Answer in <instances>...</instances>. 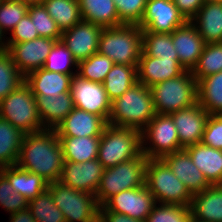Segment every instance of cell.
<instances>
[{
  "label": "cell",
  "instance_id": "7c38bea8",
  "mask_svg": "<svg viewBox=\"0 0 222 222\" xmlns=\"http://www.w3.org/2000/svg\"><path fill=\"white\" fill-rule=\"evenodd\" d=\"M187 20L172 0H147L141 22L142 31L172 33Z\"/></svg>",
  "mask_w": 222,
  "mask_h": 222
},
{
  "label": "cell",
  "instance_id": "2e32d148",
  "mask_svg": "<svg viewBox=\"0 0 222 222\" xmlns=\"http://www.w3.org/2000/svg\"><path fill=\"white\" fill-rule=\"evenodd\" d=\"M104 172L98 159L75 163L64 161L59 181L78 191L95 195Z\"/></svg>",
  "mask_w": 222,
  "mask_h": 222
},
{
  "label": "cell",
  "instance_id": "44dd1931",
  "mask_svg": "<svg viewBox=\"0 0 222 222\" xmlns=\"http://www.w3.org/2000/svg\"><path fill=\"white\" fill-rule=\"evenodd\" d=\"M184 71L179 59L150 57L142 51L137 67L138 82L151 87L156 83L178 77Z\"/></svg>",
  "mask_w": 222,
  "mask_h": 222
},
{
  "label": "cell",
  "instance_id": "cb8c5ba5",
  "mask_svg": "<svg viewBox=\"0 0 222 222\" xmlns=\"http://www.w3.org/2000/svg\"><path fill=\"white\" fill-rule=\"evenodd\" d=\"M41 123L46 129H55L74 109L71 92L59 96L35 97Z\"/></svg>",
  "mask_w": 222,
  "mask_h": 222
},
{
  "label": "cell",
  "instance_id": "e0dca14e",
  "mask_svg": "<svg viewBox=\"0 0 222 222\" xmlns=\"http://www.w3.org/2000/svg\"><path fill=\"white\" fill-rule=\"evenodd\" d=\"M169 115L174 121L183 149L201 142L210 114L199 103Z\"/></svg>",
  "mask_w": 222,
  "mask_h": 222
},
{
  "label": "cell",
  "instance_id": "30bf717a",
  "mask_svg": "<svg viewBox=\"0 0 222 222\" xmlns=\"http://www.w3.org/2000/svg\"><path fill=\"white\" fill-rule=\"evenodd\" d=\"M141 141L142 153L148 159H161L167 154L183 149L180 146L176 126L169 114H155L141 131Z\"/></svg>",
  "mask_w": 222,
  "mask_h": 222
},
{
  "label": "cell",
  "instance_id": "277c9868",
  "mask_svg": "<svg viewBox=\"0 0 222 222\" xmlns=\"http://www.w3.org/2000/svg\"><path fill=\"white\" fill-rule=\"evenodd\" d=\"M155 114H170L198 103L197 81L189 70L150 87Z\"/></svg>",
  "mask_w": 222,
  "mask_h": 222
},
{
  "label": "cell",
  "instance_id": "d6a6232c",
  "mask_svg": "<svg viewBox=\"0 0 222 222\" xmlns=\"http://www.w3.org/2000/svg\"><path fill=\"white\" fill-rule=\"evenodd\" d=\"M41 3L61 31L71 28L82 20L78 0H42Z\"/></svg>",
  "mask_w": 222,
  "mask_h": 222
},
{
  "label": "cell",
  "instance_id": "1f68e13d",
  "mask_svg": "<svg viewBox=\"0 0 222 222\" xmlns=\"http://www.w3.org/2000/svg\"><path fill=\"white\" fill-rule=\"evenodd\" d=\"M198 103L210 114H222V71L197 82Z\"/></svg>",
  "mask_w": 222,
  "mask_h": 222
},
{
  "label": "cell",
  "instance_id": "3957f363",
  "mask_svg": "<svg viewBox=\"0 0 222 222\" xmlns=\"http://www.w3.org/2000/svg\"><path fill=\"white\" fill-rule=\"evenodd\" d=\"M98 53L108 56L114 64L138 66L142 54V28L134 24L103 28Z\"/></svg>",
  "mask_w": 222,
  "mask_h": 222
},
{
  "label": "cell",
  "instance_id": "9c48e42d",
  "mask_svg": "<svg viewBox=\"0 0 222 222\" xmlns=\"http://www.w3.org/2000/svg\"><path fill=\"white\" fill-rule=\"evenodd\" d=\"M47 189L66 222H99L100 205L95 195L75 190L60 181L49 183Z\"/></svg>",
  "mask_w": 222,
  "mask_h": 222
},
{
  "label": "cell",
  "instance_id": "5bb4252c",
  "mask_svg": "<svg viewBox=\"0 0 222 222\" xmlns=\"http://www.w3.org/2000/svg\"><path fill=\"white\" fill-rule=\"evenodd\" d=\"M156 204L154 196L144 185L119 192L117 195L111 197L103 206L108 211L145 221Z\"/></svg>",
  "mask_w": 222,
  "mask_h": 222
},
{
  "label": "cell",
  "instance_id": "6da1fadb",
  "mask_svg": "<svg viewBox=\"0 0 222 222\" xmlns=\"http://www.w3.org/2000/svg\"><path fill=\"white\" fill-rule=\"evenodd\" d=\"M64 164L55 129L25 134L16 165L41 176L48 183L59 181Z\"/></svg>",
  "mask_w": 222,
  "mask_h": 222
},
{
  "label": "cell",
  "instance_id": "ffe728a7",
  "mask_svg": "<svg viewBox=\"0 0 222 222\" xmlns=\"http://www.w3.org/2000/svg\"><path fill=\"white\" fill-rule=\"evenodd\" d=\"M161 160L172 170L193 195L207 189L211 184L205 175L195 166L185 149L167 154Z\"/></svg>",
  "mask_w": 222,
  "mask_h": 222
},
{
  "label": "cell",
  "instance_id": "7dc6e473",
  "mask_svg": "<svg viewBox=\"0 0 222 222\" xmlns=\"http://www.w3.org/2000/svg\"><path fill=\"white\" fill-rule=\"evenodd\" d=\"M180 13L187 21H190L206 0H172Z\"/></svg>",
  "mask_w": 222,
  "mask_h": 222
},
{
  "label": "cell",
  "instance_id": "681fc988",
  "mask_svg": "<svg viewBox=\"0 0 222 222\" xmlns=\"http://www.w3.org/2000/svg\"><path fill=\"white\" fill-rule=\"evenodd\" d=\"M10 222H36L28 208L10 214Z\"/></svg>",
  "mask_w": 222,
  "mask_h": 222
},
{
  "label": "cell",
  "instance_id": "8fae6325",
  "mask_svg": "<svg viewBox=\"0 0 222 222\" xmlns=\"http://www.w3.org/2000/svg\"><path fill=\"white\" fill-rule=\"evenodd\" d=\"M70 92L74 107L101 116L108 122L111 101L103 83L92 82L76 74L71 80Z\"/></svg>",
  "mask_w": 222,
  "mask_h": 222
},
{
  "label": "cell",
  "instance_id": "d590c367",
  "mask_svg": "<svg viewBox=\"0 0 222 222\" xmlns=\"http://www.w3.org/2000/svg\"><path fill=\"white\" fill-rule=\"evenodd\" d=\"M28 209L36 222H66L64 214L55 205L48 189L28 201Z\"/></svg>",
  "mask_w": 222,
  "mask_h": 222
},
{
  "label": "cell",
  "instance_id": "8992f818",
  "mask_svg": "<svg viewBox=\"0 0 222 222\" xmlns=\"http://www.w3.org/2000/svg\"><path fill=\"white\" fill-rule=\"evenodd\" d=\"M148 158L141 153L137 158L104 168L103 175L95 193L100 206L121 191L145 185V170Z\"/></svg>",
  "mask_w": 222,
  "mask_h": 222
},
{
  "label": "cell",
  "instance_id": "9a60e30c",
  "mask_svg": "<svg viewBox=\"0 0 222 222\" xmlns=\"http://www.w3.org/2000/svg\"><path fill=\"white\" fill-rule=\"evenodd\" d=\"M103 27L81 20L69 29L62 31L61 41L75 60H86L98 52L99 37Z\"/></svg>",
  "mask_w": 222,
  "mask_h": 222
},
{
  "label": "cell",
  "instance_id": "836d02e7",
  "mask_svg": "<svg viewBox=\"0 0 222 222\" xmlns=\"http://www.w3.org/2000/svg\"><path fill=\"white\" fill-rule=\"evenodd\" d=\"M142 51L150 57L179 59L170 33L142 31Z\"/></svg>",
  "mask_w": 222,
  "mask_h": 222
},
{
  "label": "cell",
  "instance_id": "f6af8a7d",
  "mask_svg": "<svg viewBox=\"0 0 222 222\" xmlns=\"http://www.w3.org/2000/svg\"><path fill=\"white\" fill-rule=\"evenodd\" d=\"M201 143L222 150V114L209 115Z\"/></svg>",
  "mask_w": 222,
  "mask_h": 222
},
{
  "label": "cell",
  "instance_id": "60d3db41",
  "mask_svg": "<svg viewBox=\"0 0 222 222\" xmlns=\"http://www.w3.org/2000/svg\"><path fill=\"white\" fill-rule=\"evenodd\" d=\"M191 217L190 206L158 203L144 222H189Z\"/></svg>",
  "mask_w": 222,
  "mask_h": 222
},
{
  "label": "cell",
  "instance_id": "b9f144b4",
  "mask_svg": "<svg viewBox=\"0 0 222 222\" xmlns=\"http://www.w3.org/2000/svg\"><path fill=\"white\" fill-rule=\"evenodd\" d=\"M29 5L22 2L1 0L0 28L4 32H11L16 24L28 13Z\"/></svg>",
  "mask_w": 222,
  "mask_h": 222
},
{
  "label": "cell",
  "instance_id": "8d00e7d4",
  "mask_svg": "<svg viewBox=\"0 0 222 222\" xmlns=\"http://www.w3.org/2000/svg\"><path fill=\"white\" fill-rule=\"evenodd\" d=\"M114 65L113 61L98 52L78 63L77 75L92 82L103 83Z\"/></svg>",
  "mask_w": 222,
  "mask_h": 222
},
{
  "label": "cell",
  "instance_id": "bcb514c9",
  "mask_svg": "<svg viewBox=\"0 0 222 222\" xmlns=\"http://www.w3.org/2000/svg\"><path fill=\"white\" fill-rule=\"evenodd\" d=\"M39 35L34 27L33 22L28 14H26L15 28L11 31V37L6 41L7 43H21L34 40Z\"/></svg>",
  "mask_w": 222,
  "mask_h": 222
},
{
  "label": "cell",
  "instance_id": "ba28073f",
  "mask_svg": "<svg viewBox=\"0 0 222 222\" xmlns=\"http://www.w3.org/2000/svg\"><path fill=\"white\" fill-rule=\"evenodd\" d=\"M0 117L24 134L45 129L39 117L36 98L25 82L0 101Z\"/></svg>",
  "mask_w": 222,
  "mask_h": 222
},
{
  "label": "cell",
  "instance_id": "52a82bcc",
  "mask_svg": "<svg viewBox=\"0 0 222 222\" xmlns=\"http://www.w3.org/2000/svg\"><path fill=\"white\" fill-rule=\"evenodd\" d=\"M145 186L157 204L190 206L192 194L161 159H148Z\"/></svg>",
  "mask_w": 222,
  "mask_h": 222
},
{
  "label": "cell",
  "instance_id": "4316f807",
  "mask_svg": "<svg viewBox=\"0 0 222 222\" xmlns=\"http://www.w3.org/2000/svg\"><path fill=\"white\" fill-rule=\"evenodd\" d=\"M0 172L7 178L15 192L28 201L34 199L48 188V182L41 176L30 173L17 165L0 168Z\"/></svg>",
  "mask_w": 222,
  "mask_h": 222
},
{
  "label": "cell",
  "instance_id": "f5cc1de1",
  "mask_svg": "<svg viewBox=\"0 0 222 222\" xmlns=\"http://www.w3.org/2000/svg\"><path fill=\"white\" fill-rule=\"evenodd\" d=\"M207 1L214 2V3H222V0H207Z\"/></svg>",
  "mask_w": 222,
  "mask_h": 222
},
{
  "label": "cell",
  "instance_id": "5b68a950",
  "mask_svg": "<svg viewBox=\"0 0 222 222\" xmlns=\"http://www.w3.org/2000/svg\"><path fill=\"white\" fill-rule=\"evenodd\" d=\"M142 153L141 131L107 125L100 136L98 161L111 168L137 158Z\"/></svg>",
  "mask_w": 222,
  "mask_h": 222
},
{
  "label": "cell",
  "instance_id": "c3c4849f",
  "mask_svg": "<svg viewBox=\"0 0 222 222\" xmlns=\"http://www.w3.org/2000/svg\"><path fill=\"white\" fill-rule=\"evenodd\" d=\"M99 222H144L124 214L108 211L104 206L99 209Z\"/></svg>",
  "mask_w": 222,
  "mask_h": 222
},
{
  "label": "cell",
  "instance_id": "74e56055",
  "mask_svg": "<svg viewBox=\"0 0 222 222\" xmlns=\"http://www.w3.org/2000/svg\"><path fill=\"white\" fill-rule=\"evenodd\" d=\"M73 66V68H72ZM43 68L51 72L63 74H77L78 62L61 40L56 41L52 47ZM76 68V72L73 69Z\"/></svg>",
  "mask_w": 222,
  "mask_h": 222
},
{
  "label": "cell",
  "instance_id": "7a4b0ae2",
  "mask_svg": "<svg viewBox=\"0 0 222 222\" xmlns=\"http://www.w3.org/2000/svg\"><path fill=\"white\" fill-rule=\"evenodd\" d=\"M154 116L150 87L137 82L111 102L108 125L142 131Z\"/></svg>",
  "mask_w": 222,
  "mask_h": 222
},
{
  "label": "cell",
  "instance_id": "ab89813d",
  "mask_svg": "<svg viewBox=\"0 0 222 222\" xmlns=\"http://www.w3.org/2000/svg\"><path fill=\"white\" fill-rule=\"evenodd\" d=\"M39 37L50 38L59 41L62 36L61 29L57 26L55 20L47 13L42 3L31 4L27 13Z\"/></svg>",
  "mask_w": 222,
  "mask_h": 222
},
{
  "label": "cell",
  "instance_id": "603a6c76",
  "mask_svg": "<svg viewBox=\"0 0 222 222\" xmlns=\"http://www.w3.org/2000/svg\"><path fill=\"white\" fill-rule=\"evenodd\" d=\"M191 216L200 222H222V184L210 185L193 194Z\"/></svg>",
  "mask_w": 222,
  "mask_h": 222
},
{
  "label": "cell",
  "instance_id": "d6986e66",
  "mask_svg": "<svg viewBox=\"0 0 222 222\" xmlns=\"http://www.w3.org/2000/svg\"><path fill=\"white\" fill-rule=\"evenodd\" d=\"M171 35L180 65L185 70L192 71L205 46L203 38L190 21L175 29Z\"/></svg>",
  "mask_w": 222,
  "mask_h": 222
},
{
  "label": "cell",
  "instance_id": "f1b7e54d",
  "mask_svg": "<svg viewBox=\"0 0 222 222\" xmlns=\"http://www.w3.org/2000/svg\"><path fill=\"white\" fill-rule=\"evenodd\" d=\"M58 138L64 161L82 163L98 158L100 136Z\"/></svg>",
  "mask_w": 222,
  "mask_h": 222
},
{
  "label": "cell",
  "instance_id": "ac0fdd59",
  "mask_svg": "<svg viewBox=\"0 0 222 222\" xmlns=\"http://www.w3.org/2000/svg\"><path fill=\"white\" fill-rule=\"evenodd\" d=\"M108 122L101 116L74 107L55 128L58 137L101 136Z\"/></svg>",
  "mask_w": 222,
  "mask_h": 222
},
{
  "label": "cell",
  "instance_id": "e575fe53",
  "mask_svg": "<svg viewBox=\"0 0 222 222\" xmlns=\"http://www.w3.org/2000/svg\"><path fill=\"white\" fill-rule=\"evenodd\" d=\"M222 71V43L205 44L198 63L192 69L193 77L198 82L206 76Z\"/></svg>",
  "mask_w": 222,
  "mask_h": 222
},
{
  "label": "cell",
  "instance_id": "d4e9b609",
  "mask_svg": "<svg viewBox=\"0 0 222 222\" xmlns=\"http://www.w3.org/2000/svg\"><path fill=\"white\" fill-rule=\"evenodd\" d=\"M190 22L205 44L222 43V3L205 1Z\"/></svg>",
  "mask_w": 222,
  "mask_h": 222
},
{
  "label": "cell",
  "instance_id": "ee69618b",
  "mask_svg": "<svg viewBox=\"0 0 222 222\" xmlns=\"http://www.w3.org/2000/svg\"><path fill=\"white\" fill-rule=\"evenodd\" d=\"M123 24L138 25L143 17L147 0H113Z\"/></svg>",
  "mask_w": 222,
  "mask_h": 222
},
{
  "label": "cell",
  "instance_id": "f35d334b",
  "mask_svg": "<svg viewBox=\"0 0 222 222\" xmlns=\"http://www.w3.org/2000/svg\"><path fill=\"white\" fill-rule=\"evenodd\" d=\"M25 82L7 51L0 52V101Z\"/></svg>",
  "mask_w": 222,
  "mask_h": 222
},
{
  "label": "cell",
  "instance_id": "484cf974",
  "mask_svg": "<svg viewBox=\"0 0 222 222\" xmlns=\"http://www.w3.org/2000/svg\"><path fill=\"white\" fill-rule=\"evenodd\" d=\"M185 150L211 185L222 184V150L201 142L188 146Z\"/></svg>",
  "mask_w": 222,
  "mask_h": 222
},
{
  "label": "cell",
  "instance_id": "83f0119b",
  "mask_svg": "<svg viewBox=\"0 0 222 222\" xmlns=\"http://www.w3.org/2000/svg\"><path fill=\"white\" fill-rule=\"evenodd\" d=\"M82 20L100 25L103 28L120 26L123 23L118 17L113 0H78Z\"/></svg>",
  "mask_w": 222,
  "mask_h": 222
},
{
  "label": "cell",
  "instance_id": "f907efd6",
  "mask_svg": "<svg viewBox=\"0 0 222 222\" xmlns=\"http://www.w3.org/2000/svg\"><path fill=\"white\" fill-rule=\"evenodd\" d=\"M4 36L6 35H4V32L0 28V52L7 50V41H5Z\"/></svg>",
  "mask_w": 222,
  "mask_h": 222
},
{
  "label": "cell",
  "instance_id": "db71d44e",
  "mask_svg": "<svg viewBox=\"0 0 222 222\" xmlns=\"http://www.w3.org/2000/svg\"><path fill=\"white\" fill-rule=\"evenodd\" d=\"M189 222H200V221H197V220H195L194 218L191 217V219L189 220Z\"/></svg>",
  "mask_w": 222,
  "mask_h": 222
},
{
  "label": "cell",
  "instance_id": "4dcf8cb0",
  "mask_svg": "<svg viewBox=\"0 0 222 222\" xmlns=\"http://www.w3.org/2000/svg\"><path fill=\"white\" fill-rule=\"evenodd\" d=\"M138 66L114 64L103 81L110 101H114L138 82Z\"/></svg>",
  "mask_w": 222,
  "mask_h": 222
},
{
  "label": "cell",
  "instance_id": "816d5d0a",
  "mask_svg": "<svg viewBox=\"0 0 222 222\" xmlns=\"http://www.w3.org/2000/svg\"><path fill=\"white\" fill-rule=\"evenodd\" d=\"M10 1L22 2V3L28 4V5L38 4V3H41V2H42V0H10Z\"/></svg>",
  "mask_w": 222,
  "mask_h": 222
},
{
  "label": "cell",
  "instance_id": "f546056e",
  "mask_svg": "<svg viewBox=\"0 0 222 222\" xmlns=\"http://www.w3.org/2000/svg\"><path fill=\"white\" fill-rule=\"evenodd\" d=\"M24 133L0 117V168L16 165Z\"/></svg>",
  "mask_w": 222,
  "mask_h": 222
},
{
  "label": "cell",
  "instance_id": "7402d4cb",
  "mask_svg": "<svg viewBox=\"0 0 222 222\" xmlns=\"http://www.w3.org/2000/svg\"><path fill=\"white\" fill-rule=\"evenodd\" d=\"M76 74H63L47 71L44 68L33 70L25 76V83L35 97L59 96L70 92L71 80Z\"/></svg>",
  "mask_w": 222,
  "mask_h": 222
},
{
  "label": "cell",
  "instance_id": "7bdbcfd3",
  "mask_svg": "<svg viewBox=\"0 0 222 222\" xmlns=\"http://www.w3.org/2000/svg\"><path fill=\"white\" fill-rule=\"evenodd\" d=\"M0 206L9 214L28 208V200L15 192L7 178L0 172Z\"/></svg>",
  "mask_w": 222,
  "mask_h": 222
},
{
  "label": "cell",
  "instance_id": "4fadbf2b",
  "mask_svg": "<svg viewBox=\"0 0 222 222\" xmlns=\"http://www.w3.org/2000/svg\"><path fill=\"white\" fill-rule=\"evenodd\" d=\"M57 40L38 37L21 43H7V52L17 66L18 71L25 77L36 69L43 68L52 47Z\"/></svg>",
  "mask_w": 222,
  "mask_h": 222
}]
</instances>
